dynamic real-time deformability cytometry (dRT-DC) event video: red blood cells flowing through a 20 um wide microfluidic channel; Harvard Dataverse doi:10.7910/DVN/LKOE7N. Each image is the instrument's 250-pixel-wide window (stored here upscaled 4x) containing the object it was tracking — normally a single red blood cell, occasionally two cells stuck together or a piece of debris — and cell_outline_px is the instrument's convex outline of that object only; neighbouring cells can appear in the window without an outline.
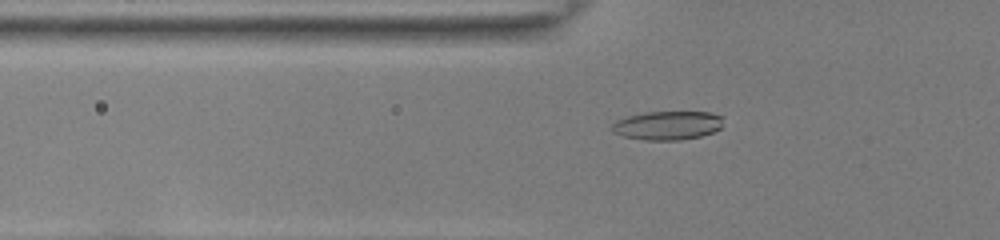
{"species": "common noctule bat (a hibernating species)", "species_latin": "Nyctalus noctula", "temperature_condition": "room temperature", "stored_images_in_passage": 40, "camera_frame_rate_fps": 3000, "um_per_image_px": 0.085, "animal": {"sex": "female", "body_mass_g": 22.0, "forearm_length_mm": 56.7}, "frame": {"image": 1, "passage_image": 6, "time_ms": 1.667, "image_size_px": [1000, 240], "cell_outline_px": [[720, 128], [712, 132], [700, 136], [680, 140], [644, 140], [624, 136], [612, 132], [612, 124], [616, 120], [628, 116], [644, 112], [708, 112], [720, 116]], "centroid_in_image_um": [56.68, 10.66], "position_along_channel_um": 69.1, "area_um2": 18.44}}
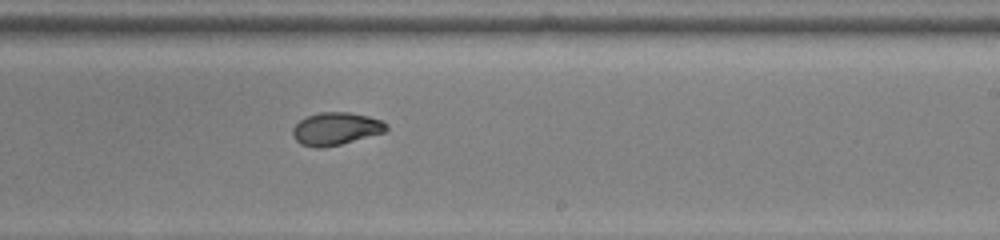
{"frame": {"image": 2, "passage_image": 21, "time_ms": 6.667, "image_size_px": [1000, 240], "cell_outline_px": [[388, 132], [340, 144], [320, 148], [316, 148], [300, 144], [292, 136], [292, 128], [300, 120], [308, 116], [320, 112], [348, 112], [368, 116], [380, 120], [388, 124]], "centroid_in_image_um": [28.56, 10.95], "position_along_channel_um": 260.4, "area_um2": 17.92}}
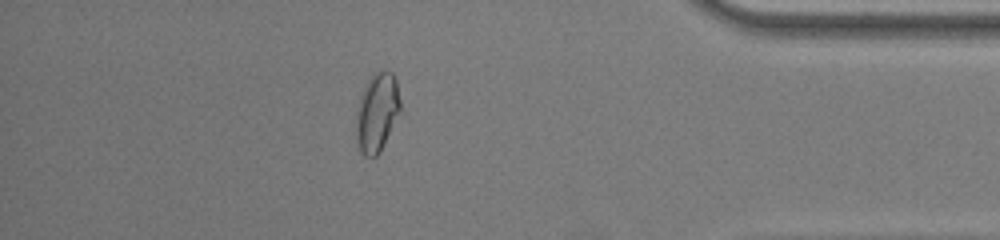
{"frame": {"image": 3, "passage_image": 34, "time_ms": 11.0, "image_size_px": [1000, 240], "cell_outline_px": [[400, 112], [376, 156], [364, 156], [360, 148], [356, 136], [356, 120], [360, 96], [368, 80], [376, 72], [384, 68], [392, 72], [396, 80], [400, 100]], "centroid_in_image_um": [32.05, 9.49], "position_along_channel_um": 403.1, "area_um2": 19.77}, "authors_computed_cell_mechanics": {"area_um2": 17.8891, "velocity_mm_per_s": 3.8806, "shape_relaxation_time_tau1_ms": 9.9218, "shape_relaxation_time_tau2_ms": 1.5892, "deformation_change_tau1": 0.2387, "deformation_change_tau2": 0.0558}}